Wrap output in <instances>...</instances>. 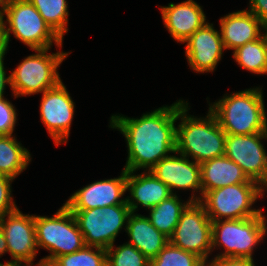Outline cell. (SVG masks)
<instances>
[{"mask_svg":"<svg viewBox=\"0 0 267 266\" xmlns=\"http://www.w3.org/2000/svg\"><path fill=\"white\" fill-rule=\"evenodd\" d=\"M263 211L256 217L212 222V252L224 248L214 257L253 258L254 249L265 239L267 219ZM262 240V241H261Z\"/></svg>","mask_w":267,"mask_h":266,"instance_id":"8992f818","label":"cell"},{"mask_svg":"<svg viewBox=\"0 0 267 266\" xmlns=\"http://www.w3.org/2000/svg\"><path fill=\"white\" fill-rule=\"evenodd\" d=\"M260 39L263 43L264 51L266 54V61H267V23H264L261 28L260 32Z\"/></svg>","mask_w":267,"mask_h":266,"instance_id":"d590c367","label":"cell"},{"mask_svg":"<svg viewBox=\"0 0 267 266\" xmlns=\"http://www.w3.org/2000/svg\"><path fill=\"white\" fill-rule=\"evenodd\" d=\"M159 7L164 27L180 44L207 23L202 6L194 0L182 1L179 4L171 2L168 6Z\"/></svg>","mask_w":267,"mask_h":266,"instance_id":"e0dca14e","label":"cell"},{"mask_svg":"<svg viewBox=\"0 0 267 266\" xmlns=\"http://www.w3.org/2000/svg\"><path fill=\"white\" fill-rule=\"evenodd\" d=\"M7 50L11 33L31 50L62 48L63 40L51 29L29 0H4L2 8ZM54 43V44H53Z\"/></svg>","mask_w":267,"mask_h":266,"instance_id":"277c9868","label":"cell"},{"mask_svg":"<svg viewBox=\"0 0 267 266\" xmlns=\"http://www.w3.org/2000/svg\"><path fill=\"white\" fill-rule=\"evenodd\" d=\"M126 191L130 192L126 203L133 213L140 206L149 210L172 195L168 186L150 171H126Z\"/></svg>","mask_w":267,"mask_h":266,"instance_id":"ac0fdd59","label":"cell"},{"mask_svg":"<svg viewBox=\"0 0 267 266\" xmlns=\"http://www.w3.org/2000/svg\"><path fill=\"white\" fill-rule=\"evenodd\" d=\"M126 170L123 168L120 176L95 181L74 192L65 203L69 210H88L103 208L118 204H127Z\"/></svg>","mask_w":267,"mask_h":266,"instance_id":"9a60e30c","label":"cell"},{"mask_svg":"<svg viewBox=\"0 0 267 266\" xmlns=\"http://www.w3.org/2000/svg\"><path fill=\"white\" fill-rule=\"evenodd\" d=\"M208 109L226 134L250 135L267 132V113L262 87L225 94Z\"/></svg>","mask_w":267,"mask_h":266,"instance_id":"3957f363","label":"cell"},{"mask_svg":"<svg viewBox=\"0 0 267 266\" xmlns=\"http://www.w3.org/2000/svg\"><path fill=\"white\" fill-rule=\"evenodd\" d=\"M232 56L242 69L257 75L267 74L266 54L260 38L238 47Z\"/></svg>","mask_w":267,"mask_h":266,"instance_id":"d4e9b609","label":"cell"},{"mask_svg":"<svg viewBox=\"0 0 267 266\" xmlns=\"http://www.w3.org/2000/svg\"><path fill=\"white\" fill-rule=\"evenodd\" d=\"M176 155H169L161 159L150 172L168 186L171 194H177L178 190L193 191L189 200L200 202L202 198V186L200 175V164L188 157L174 152ZM179 154V155H178ZM195 192L200 195H195Z\"/></svg>","mask_w":267,"mask_h":266,"instance_id":"4fadbf2b","label":"cell"},{"mask_svg":"<svg viewBox=\"0 0 267 266\" xmlns=\"http://www.w3.org/2000/svg\"><path fill=\"white\" fill-rule=\"evenodd\" d=\"M200 175L202 196L207 191L228 185L246 183L249 180L241 167L225 155L202 162L200 164Z\"/></svg>","mask_w":267,"mask_h":266,"instance_id":"44dd1931","label":"cell"},{"mask_svg":"<svg viewBox=\"0 0 267 266\" xmlns=\"http://www.w3.org/2000/svg\"><path fill=\"white\" fill-rule=\"evenodd\" d=\"M3 3H4V0H0V13H2Z\"/></svg>","mask_w":267,"mask_h":266,"instance_id":"f35d334b","label":"cell"},{"mask_svg":"<svg viewBox=\"0 0 267 266\" xmlns=\"http://www.w3.org/2000/svg\"><path fill=\"white\" fill-rule=\"evenodd\" d=\"M185 57L189 67L196 73L214 72L223 58L224 46L220 31L209 21L185 42Z\"/></svg>","mask_w":267,"mask_h":266,"instance_id":"2e32d148","label":"cell"},{"mask_svg":"<svg viewBox=\"0 0 267 266\" xmlns=\"http://www.w3.org/2000/svg\"><path fill=\"white\" fill-rule=\"evenodd\" d=\"M187 101L179 99L140 118L122 114L110 117L109 128L117 129L127 145L126 171H150L161 159L176 151L177 112Z\"/></svg>","mask_w":267,"mask_h":266,"instance_id":"6da1fadb","label":"cell"},{"mask_svg":"<svg viewBox=\"0 0 267 266\" xmlns=\"http://www.w3.org/2000/svg\"><path fill=\"white\" fill-rule=\"evenodd\" d=\"M178 195L172 194L148 210L151 224L168 238L172 236L182 212L191 203L189 199L183 202Z\"/></svg>","mask_w":267,"mask_h":266,"instance_id":"603a6c76","label":"cell"},{"mask_svg":"<svg viewBox=\"0 0 267 266\" xmlns=\"http://www.w3.org/2000/svg\"><path fill=\"white\" fill-rule=\"evenodd\" d=\"M5 54L0 55V97L4 96L6 85H10V75H6L4 67Z\"/></svg>","mask_w":267,"mask_h":266,"instance_id":"d6a6232c","label":"cell"},{"mask_svg":"<svg viewBox=\"0 0 267 266\" xmlns=\"http://www.w3.org/2000/svg\"><path fill=\"white\" fill-rule=\"evenodd\" d=\"M0 266H33V265L24 262H10L8 260L7 262L0 264Z\"/></svg>","mask_w":267,"mask_h":266,"instance_id":"8d00e7d4","label":"cell"},{"mask_svg":"<svg viewBox=\"0 0 267 266\" xmlns=\"http://www.w3.org/2000/svg\"><path fill=\"white\" fill-rule=\"evenodd\" d=\"M51 29L63 40L68 31L67 0H29Z\"/></svg>","mask_w":267,"mask_h":266,"instance_id":"cb8c5ba5","label":"cell"},{"mask_svg":"<svg viewBox=\"0 0 267 266\" xmlns=\"http://www.w3.org/2000/svg\"><path fill=\"white\" fill-rule=\"evenodd\" d=\"M4 18L2 13H0V55L7 54V47L5 43V36H4Z\"/></svg>","mask_w":267,"mask_h":266,"instance_id":"836d02e7","label":"cell"},{"mask_svg":"<svg viewBox=\"0 0 267 266\" xmlns=\"http://www.w3.org/2000/svg\"><path fill=\"white\" fill-rule=\"evenodd\" d=\"M150 266H206V263L197 255L168 242L150 261Z\"/></svg>","mask_w":267,"mask_h":266,"instance_id":"4316f807","label":"cell"},{"mask_svg":"<svg viewBox=\"0 0 267 266\" xmlns=\"http://www.w3.org/2000/svg\"><path fill=\"white\" fill-rule=\"evenodd\" d=\"M36 266H56V265L53 264L52 262L44 261L40 259L39 262L36 263Z\"/></svg>","mask_w":267,"mask_h":266,"instance_id":"74e56055","label":"cell"},{"mask_svg":"<svg viewBox=\"0 0 267 266\" xmlns=\"http://www.w3.org/2000/svg\"><path fill=\"white\" fill-rule=\"evenodd\" d=\"M107 266H150V260L128 242L106 249Z\"/></svg>","mask_w":267,"mask_h":266,"instance_id":"83f0119b","label":"cell"},{"mask_svg":"<svg viewBox=\"0 0 267 266\" xmlns=\"http://www.w3.org/2000/svg\"><path fill=\"white\" fill-rule=\"evenodd\" d=\"M187 102L178 110L176 126V152L196 163L225 155L226 133L215 115L208 109L205 117L189 115Z\"/></svg>","mask_w":267,"mask_h":266,"instance_id":"7a4b0ae2","label":"cell"},{"mask_svg":"<svg viewBox=\"0 0 267 266\" xmlns=\"http://www.w3.org/2000/svg\"><path fill=\"white\" fill-rule=\"evenodd\" d=\"M267 132L250 135L227 134L225 156L237 163L248 179L267 191V152L263 141Z\"/></svg>","mask_w":267,"mask_h":266,"instance_id":"8fae6325","label":"cell"},{"mask_svg":"<svg viewBox=\"0 0 267 266\" xmlns=\"http://www.w3.org/2000/svg\"><path fill=\"white\" fill-rule=\"evenodd\" d=\"M4 97H0V135H13L17 123V109Z\"/></svg>","mask_w":267,"mask_h":266,"instance_id":"f1b7e54d","label":"cell"},{"mask_svg":"<svg viewBox=\"0 0 267 266\" xmlns=\"http://www.w3.org/2000/svg\"><path fill=\"white\" fill-rule=\"evenodd\" d=\"M267 192L257 182L248 180L207 191L200 203L205 207L210 220L244 219L256 217L262 208L256 209L254 203L265 197Z\"/></svg>","mask_w":267,"mask_h":266,"instance_id":"52a82bcc","label":"cell"},{"mask_svg":"<svg viewBox=\"0 0 267 266\" xmlns=\"http://www.w3.org/2000/svg\"><path fill=\"white\" fill-rule=\"evenodd\" d=\"M12 177L0 174V218L18 209L12 196Z\"/></svg>","mask_w":267,"mask_h":266,"instance_id":"f546056e","label":"cell"},{"mask_svg":"<svg viewBox=\"0 0 267 266\" xmlns=\"http://www.w3.org/2000/svg\"><path fill=\"white\" fill-rule=\"evenodd\" d=\"M83 234L85 245L108 249L114 245L132 213L127 204L105 206L88 210H70Z\"/></svg>","mask_w":267,"mask_h":266,"instance_id":"9c48e42d","label":"cell"},{"mask_svg":"<svg viewBox=\"0 0 267 266\" xmlns=\"http://www.w3.org/2000/svg\"><path fill=\"white\" fill-rule=\"evenodd\" d=\"M56 266H107L106 249L85 245L78 251L57 257Z\"/></svg>","mask_w":267,"mask_h":266,"instance_id":"484cf974","label":"cell"},{"mask_svg":"<svg viewBox=\"0 0 267 266\" xmlns=\"http://www.w3.org/2000/svg\"><path fill=\"white\" fill-rule=\"evenodd\" d=\"M15 135H0V174L15 179L31 162L29 150Z\"/></svg>","mask_w":267,"mask_h":266,"instance_id":"7402d4cb","label":"cell"},{"mask_svg":"<svg viewBox=\"0 0 267 266\" xmlns=\"http://www.w3.org/2000/svg\"><path fill=\"white\" fill-rule=\"evenodd\" d=\"M40 119L56 146L67 143L75 113V102L60 81L42 93Z\"/></svg>","mask_w":267,"mask_h":266,"instance_id":"7c38bea8","label":"cell"},{"mask_svg":"<svg viewBox=\"0 0 267 266\" xmlns=\"http://www.w3.org/2000/svg\"><path fill=\"white\" fill-rule=\"evenodd\" d=\"M38 249L49 251L41 260L53 262L57 257L85 246L84 237L72 212L63 204L50 216L34 215Z\"/></svg>","mask_w":267,"mask_h":266,"instance_id":"ba28073f","label":"cell"},{"mask_svg":"<svg viewBox=\"0 0 267 266\" xmlns=\"http://www.w3.org/2000/svg\"><path fill=\"white\" fill-rule=\"evenodd\" d=\"M247 10L252 12L263 24L267 23V0H249Z\"/></svg>","mask_w":267,"mask_h":266,"instance_id":"1f68e13d","label":"cell"},{"mask_svg":"<svg viewBox=\"0 0 267 266\" xmlns=\"http://www.w3.org/2000/svg\"><path fill=\"white\" fill-rule=\"evenodd\" d=\"M220 35L225 50H236L260 38L263 23L247 9L228 13L220 18Z\"/></svg>","mask_w":267,"mask_h":266,"instance_id":"d6986e66","label":"cell"},{"mask_svg":"<svg viewBox=\"0 0 267 266\" xmlns=\"http://www.w3.org/2000/svg\"><path fill=\"white\" fill-rule=\"evenodd\" d=\"M50 48L36 52L22 60L10 75V88L15 98L43 93L55 87L61 80L58 68L71 52L48 53Z\"/></svg>","mask_w":267,"mask_h":266,"instance_id":"5b68a950","label":"cell"},{"mask_svg":"<svg viewBox=\"0 0 267 266\" xmlns=\"http://www.w3.org/2000/svg\"><path fill=\"white\" fill-rule=\"evenodd\" d=\"M169 242L200 257L205 263L212 254V221L200 202H191L182 212Z\"/></svg>","mask_w":267,"mask_h":266,"instance_id":"30bf717a","label":"cell"},{"mask_svg":"<svg viewBox=\"0 0 267 266\" xmlns=\"http://www.w3.org/2000/svg\"><path fill=\"white\" fill-rule=\"evenodd\" d=\"M7 242L10 262H24L32 265L38 253L34 215L23 214L19 208L0 218Z\"/></svg>","mask_w":267,"mask_h":266,"instance_id":"5bb4252c","label":"cell"},{"mask_svg":"<svg viewBox=\"0 0 267 266\" xmlns=\"http://www.w3.org/2000/svg\"><path fill=\"white\" fill-rule=\"evenodd\" d=\"M128 243L143 253L150 261L169 242V238L158 231L150 219L142 214L131 213L127 220Z\"/></svg>","mask_w":267,"mask_h":266,"instance_id":"ffe728a7","label":"cell"},{"mask_svg":"<svg viewBox=\"0 0 267 266\" xmlns=\"http://www.w3.org/2000/svg\"><path fill=\"white\" fill-rule=\"evenodd\" d=\"M206 266H256L254 259L241 257H212Z\"/></svg>","mask_w":267,"mask_h":266,"instance_id":"4dcf8cb0","label":"cell"},{"mask_svg":"<svg viewBox=\"0 0 267 266\" xmlns=\"http://www.w3.org/2000/svg\"><path fill=\"white\" fill-rule=\"evenodd\" d=\"M5 253H8L7 242H6L5 234L2 228L0 227V258ZM0 264H2V262H0Z\"/></svg>","mask_w":267,"mask_h":266,"instance_id":"e575fe53","label":"cell"}]
</instances>
